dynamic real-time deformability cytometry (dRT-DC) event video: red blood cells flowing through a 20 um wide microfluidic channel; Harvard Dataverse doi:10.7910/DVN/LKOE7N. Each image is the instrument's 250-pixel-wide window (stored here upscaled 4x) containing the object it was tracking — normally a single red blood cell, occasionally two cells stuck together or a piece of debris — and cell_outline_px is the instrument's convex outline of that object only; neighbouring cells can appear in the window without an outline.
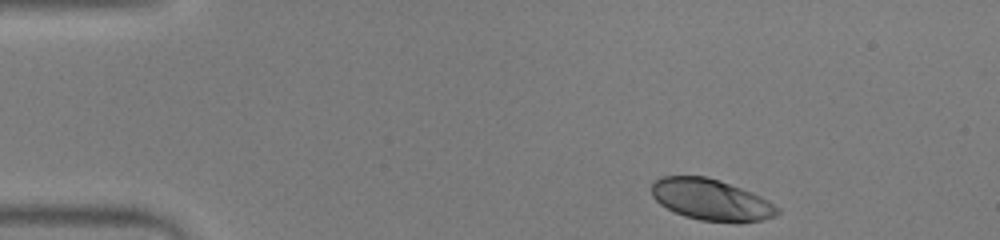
{"species": "human", "species_latin": "Homo sapiens", "temperature_condition": "warm", "stored_images_in_passage": 46, "camera_frame_rate_fps": 3000, "um_per_image_px": 0.085, "donor": {"sex": "male"}, "frame": {"image": 1, "passage_image": 1, "time_ms": 0.0, "image_size_px": [1000, 240], "cell_outline_px": [[780, 212], [776, 216], [764, 220], [740, 224], [736, 224], [700, 220], [684, 216], [660, 204], [652, 196], [652, 184], [660, 176], [708, 176], [720, 180], [752, 192], [768, 200], [780, 208]], "centroid_in_image_um": [60.5, 17.0], "position_along_channel_um": 24.5, "area_um2": 30.75}}
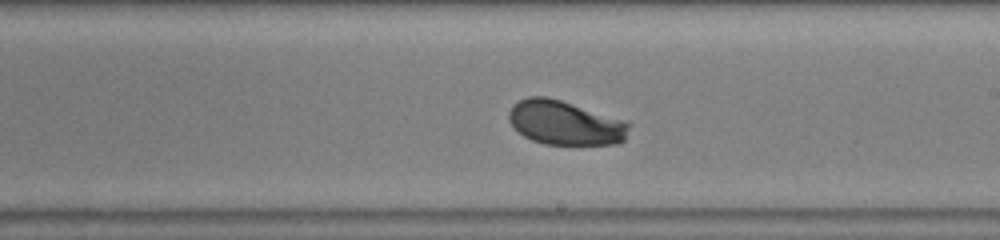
{"frame": {"image": 2, "passage_image": 24, "time_ms": 7.667, "image_size_px": [1000, 240], "cell_outline_px": [[632, 124], [624, 140], [620, 144], [544, 144], [532, 140], [524, 136], [508, 120], [508, 112], [512, 104], [528, 96], [548, 96]], "centroid_in_image_um": [47.99, 10.44], "position_along_channel_um": 241.0, "area_um2": 30.58}}
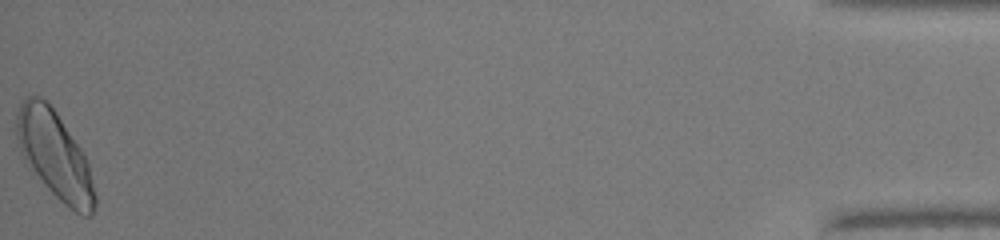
{"frame": {"image": 3, "passage_image": 46, "time_ms": 15.0, "image_size_px": [1000, 240], "cell_outline_px": [[96, 204], [92, 216], [84, 216], [76, 212], [64, 204], [28, 168], [20, 152], [16, 136], [16, 112], [20, 100], [28, 96], [40, 96], [48, 100], [80, 148], [88, 164], [96, 196]], "centroid_in_image_um": [4.62, 13.15], "position_along_channel_um": 430.6, "area_um2": 39.94}, "authors_computed_cell_mechanics": {"area_um2": 31.1831, "velocity_mm_per_s": 3.9191, "shape_relaxation_time_tau1_ms": 2.0363, "shape_relaxation_time_tau2_ms": null, "deformation_change_tau1": 0.1235, "deformation_change_tau2": null}}